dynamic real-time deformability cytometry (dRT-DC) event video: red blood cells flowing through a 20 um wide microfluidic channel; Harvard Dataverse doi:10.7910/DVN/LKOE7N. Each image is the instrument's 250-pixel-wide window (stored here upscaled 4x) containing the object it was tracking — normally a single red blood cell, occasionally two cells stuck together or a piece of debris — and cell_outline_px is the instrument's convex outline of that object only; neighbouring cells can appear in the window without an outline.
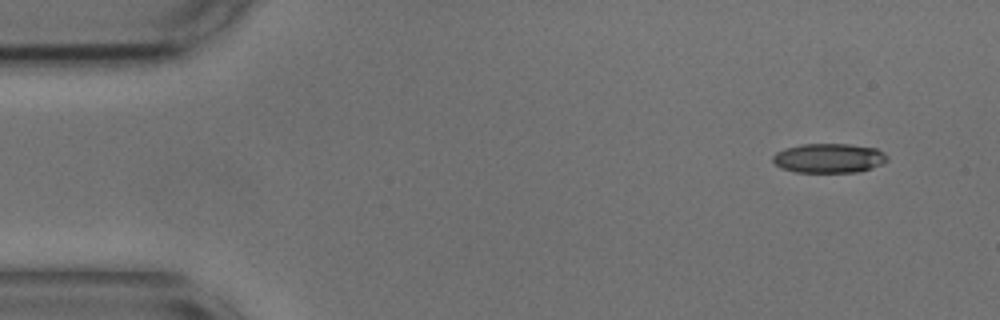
{"species": "common noctule bat (a hibernating species)", "species_latin": "Nyctalus noctula", "temperature_condition": "cold", "stored_images_in_passage": 4, "camera_frame_rate_fps": 3000, "um_per_image_px": 0.085, "animal": {"sex": "male", "body_mass_g": 17.9, "forearm_length_mm": 54.2}, "frame": {"image": 1, "passage_image": 1, "time_ms": 0.0, "image_size_px": [1000, 320], "cell_outline_px": [[888, 160], [872, 168], [856, 172], [796, 172], [784, 168], [776, 164], [772, 160], [772, 156], [776, 152], [784, 148], [804, 144], [852, 144], [876, 148], [884, 152], [888, 156]], "centroid_in_image_um": [70.48, 13.43], "position_along_channel_um": 14.5, "area_um2": 19.59}}
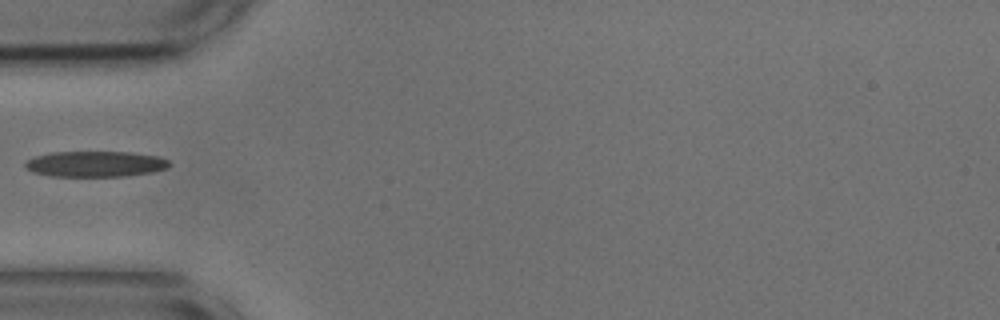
{"frame": {"image": 2, "passage_image": 4, "time_ms": 1.0, "image_size_px": [1000, 320], "cell_outline_px": [[172, 164], [168, 168], [152, 172], [128, 176], [52, 176], [32, 172], [24, 168], [24, 164], [28, 160], [36, 156], [52, 152], [132, 152], [160, 156], [168, 160]], "centroid_in_image_um": [8.15, 13.94], "position_along_channel_um": 76.9, "area_um2": 21.79}}